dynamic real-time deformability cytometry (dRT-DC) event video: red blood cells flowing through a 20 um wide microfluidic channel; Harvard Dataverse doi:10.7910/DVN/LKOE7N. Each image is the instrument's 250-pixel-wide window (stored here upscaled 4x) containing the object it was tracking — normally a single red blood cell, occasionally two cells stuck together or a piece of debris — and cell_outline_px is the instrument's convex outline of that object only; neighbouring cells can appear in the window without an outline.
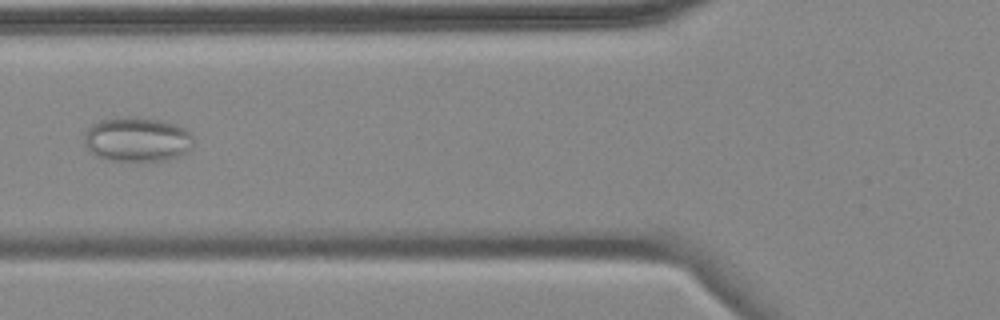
{"species": "common noctule bat (a hibernating species)", "species_latin": "Nyctalus noctula", "temperature_condition": "cold", "stored_images_in_passage": 6, "camera_frame_rate_fps": 3000, "um_per_image_px": 0.085, "animal": {"sex": "female", "body_mass_g": 18.4}, "frame": {"image": 1, "passage_image": 6, "time_ms": 6.0, "image_size_px": [1000, 320], "cell_outline_px": [[192, 144], [188, 152], [176, 156], [160, 160], [112, 160], [96, 156], [84, 144], [84, 136], [88, 128], [92, 124], [100, 120], [128, 116], [136, 116], [160, 120], [184, 128], [192, 136]], "centroid_in_image_um": [11.62, 11.83], "position_along_channel_um": 114.2, "area_um2": 27.98}}